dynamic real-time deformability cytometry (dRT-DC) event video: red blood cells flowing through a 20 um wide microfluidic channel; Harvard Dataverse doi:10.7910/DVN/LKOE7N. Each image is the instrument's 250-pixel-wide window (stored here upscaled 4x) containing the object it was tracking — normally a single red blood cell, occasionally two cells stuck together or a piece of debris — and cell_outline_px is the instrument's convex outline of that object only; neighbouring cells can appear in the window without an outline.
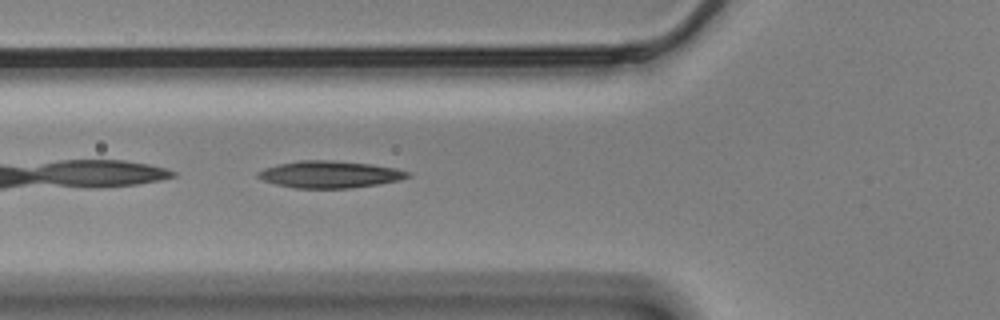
{"species": "Egyptian fruit bat (a non-hibernating species)", "species_latin": "Rousettus aegyptiacus", "temperature_condition": "cold", "stored_images_in_passage": 33, "camera_frame_rate_fps": 3000, "um_per_image_px": 0.085, "animal": {"sex": "male"}, "frame": {"image": 1, "passage_image": 4, "time_ms": 1.0, "image_size_px": [1000, 320], "cell_outline_px": [[412, 176], [400, 180], [380, 184], [352, 188], [296, 188], [276, 184], [264, 180], [256, 176], [256, 172], [264, 168], [276, 164], [300, 160], [332, 160], [372, 164], [396, 168], [412, 172]], "centroid_in_image_um": [28.07, 14.82], "position_along_channel_um": 97.7, "area_um2": 23.81}}
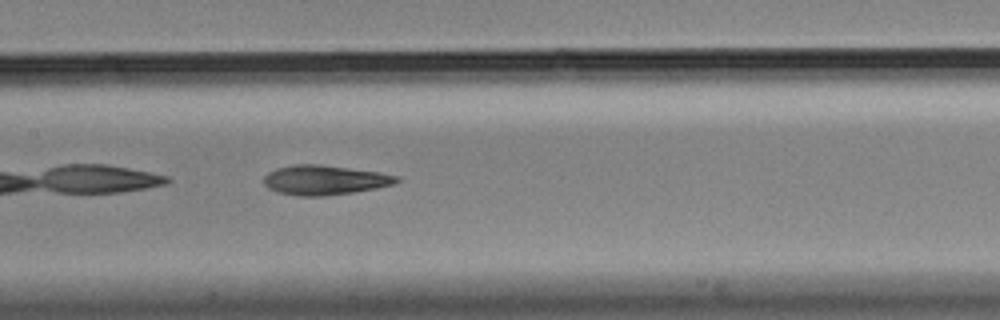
{"frame": {"image": 2, "passage_image": 11, "time_ms": 3.333, "image_size_px": [1000, 320], "cell_outline_px": [[400, 180], [392, 184], [376, 188], [352, 192], [324, 196], [296, 196], [276, 192], [268, 188], [264, 184], [264, 176], [268, 172], [276, 168], [296, 164], [320, 164], [380, 172], [400, 176]], "centroid_in_image_um": [27.57, 15.3], "position_along_channel_um": 179.8, "area_um2": 23.0}}
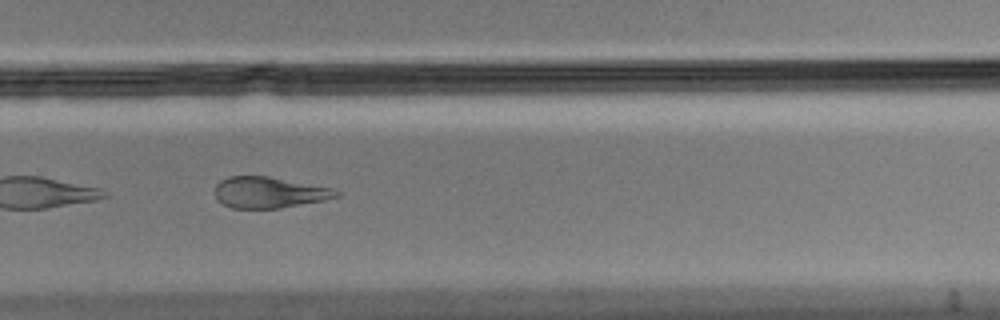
{"frame": {"image": 3, "passage_image": 22, "time_ms": 7.0, "image_size_px": [1000, 320], "cell_outline_px": [[340, 196], [324, 200], [280, 208], [232, 208], [216, 200], [216, 184], [220, 180], [228, 176], [268, 176], [332, 188], [340, 192]], "centroid_in_image_um": [22.86, 16.35], "position_along_channel_um": 306.9, "area_um2": 21.91}, "authors_computed_cell_mechanics": {"area_um2": 23.0044, "velocity_mm_per_s": 3.4849, "shape_relaxation_time_tau1_ms": null, "shape_relaxation_time_tau2_ms": 4.4438, "deformation_change_tau1": null, "deformation_change_tau2": 0.1358}}